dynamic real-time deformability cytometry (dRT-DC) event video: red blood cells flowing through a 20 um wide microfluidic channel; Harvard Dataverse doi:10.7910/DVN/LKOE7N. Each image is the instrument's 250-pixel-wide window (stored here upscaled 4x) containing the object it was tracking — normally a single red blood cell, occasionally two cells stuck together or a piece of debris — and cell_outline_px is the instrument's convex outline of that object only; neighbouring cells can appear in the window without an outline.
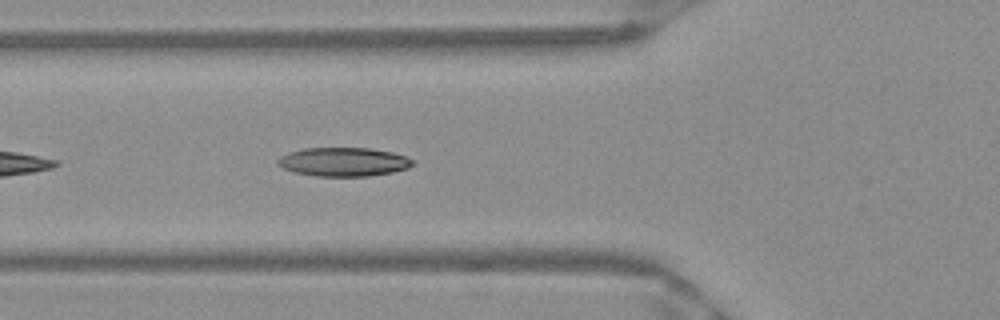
{"species": "Egyptian fruit bat (a non-hibernating species)", "species_latin": "Rousettus aegyptiacus", "temperature_condition": "warm", "stored_images_in_passage": 15, "camera_frame_rate_fps": 3000, "um_per_image_px": 0.085, "frame": {"image": 1, "passage_image": 5, "time_ms": 1.333, "image_size_px": [1000, 320], "cell_outline_px": [[416, 164], [408, 168], [392, 172], [368, 176], [316, 176], [296, 172], [284, 168], [276, 164], [276, 160], [280, 156], [288, 152], [304, 148], [368, 148], [392, 152], [404, 156], [412, 160]], "centroid_in_image_um": [29.18, 13.75], "position_along_channel_um": 96.6, "area_um2": 22.6}}